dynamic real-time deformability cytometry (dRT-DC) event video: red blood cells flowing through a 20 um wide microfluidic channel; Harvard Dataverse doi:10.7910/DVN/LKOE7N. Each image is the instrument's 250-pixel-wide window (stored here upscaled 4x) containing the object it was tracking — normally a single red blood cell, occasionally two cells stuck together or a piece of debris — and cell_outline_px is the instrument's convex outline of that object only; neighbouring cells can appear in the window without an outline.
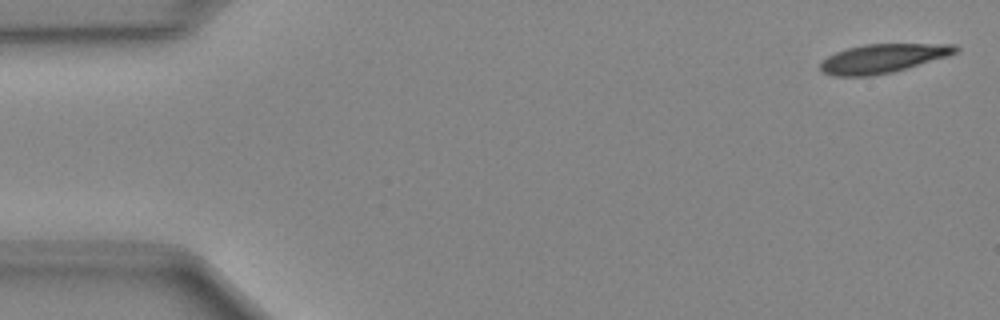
{"species": "Egyptian fruit bat (a non-hibernating species)", "species_latin": "Rousettus aegyptiacus", "temperature_condition": "cold", "stored_images_in_passage": 49, "segment_of_instrument_passage": [1, 2], "camera_frame_rate_fps": 3000, "um_per_image_px": 0.085, "animal": {"sex": "female"}, "frame": {"image": 1, "passage_image": 1, "time_ms": 0.0, "image_size_px": [1000, 320], "cell_outline_px": [[960, 52], [948, 56], [892, 72], [872, 76], [832, 76], [824, 72], [820, 68], [820, 64], [828, 56], [836, 52], [848, 48], [864, 44], [956, 44], [960, 48]], "centroid_in_image_um": [75.08, 4.96], "position_along_channel_um": 9.9, "area_um2": 22.72}}
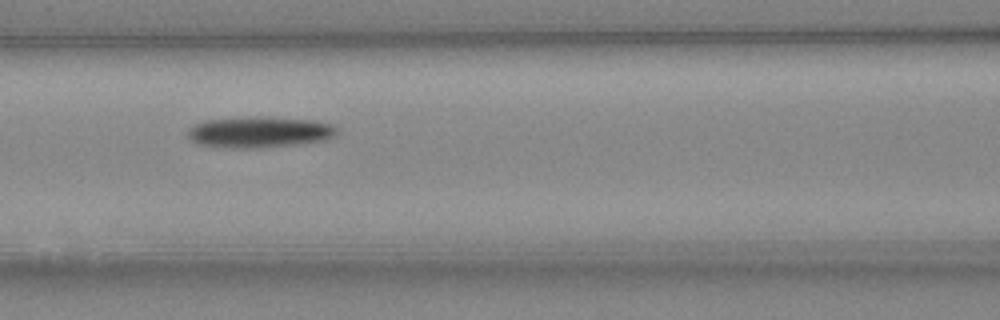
{"frame": {"image": 2, "passage_image": 20, "time_ms": 6.333, "image_size_px": [1000, 320], "cell_outline_px": [[336, 136], [324, 140], [296, 144], [260, 148], [224, 148], [196, 144], [188, 136], [188, 128], [204, 120], [256, 116], [316, 120], [332, 124], [336, 128]], "centroid_in_image_um": [22.03, 11.23], "position_along_channel_um": 144.6, "area_um2": 27.22}}
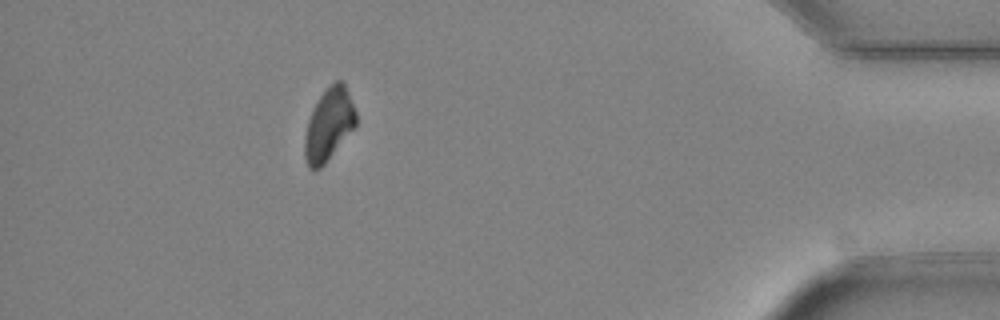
{"frame": {"image": 3, "passage_image": 43, "time_ms": 14.0, "image_size_px": [1000, 320], "cell_outline_px": [[356, 124], [324, 164], [320, 168], [308, 168], [304, 156], [304, 136], [308, 120], [312, 108], [320, 96], [336, 80], [340, 80], [344, 84], [356, 112]], "centroid_in_image_um": [27.91, 10.6], "position_along_channel_um": 407.3, "area_um2": 21.1}}